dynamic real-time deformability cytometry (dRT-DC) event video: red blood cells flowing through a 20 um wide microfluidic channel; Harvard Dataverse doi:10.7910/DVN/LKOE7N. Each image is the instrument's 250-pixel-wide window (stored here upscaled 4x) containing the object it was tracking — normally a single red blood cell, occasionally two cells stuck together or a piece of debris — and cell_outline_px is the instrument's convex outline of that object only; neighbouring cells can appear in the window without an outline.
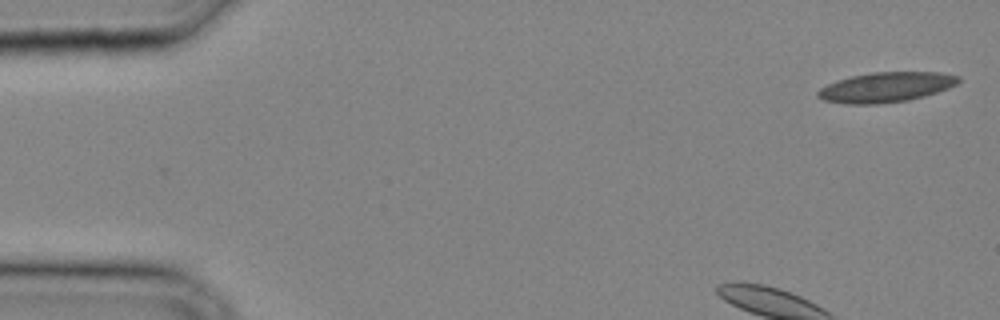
{"species": "common noctule bat (a hibernating species)", "species_latin": "Nyctalus noctula", "temperature_condition": "cold", "stored_images_in_passage": 31, "camera_frame_rate_fps": 3000, "um_per_image_px": 0.085, "animal": {"sex": "male", "body_mass_g": 20.4}, "frame": {"image": 1, "passage_image": 1, "time_ms": 0.0, "image_size_px": [1000, 320], "cell_outline_px": [[960, 80], [956, 84], [948, 88], [924, 96], [908, 100], [876, 104], [844, 104], [824, 100], [816, 96], [816, 92], [820, 88], [836, 80], [852, 76], [872, 72], [940, 72], [960, 76]], "centroid_in_image_um": [75.29, 7.41], "position_along_channel_um": 9.7, "area_um2": 24.57}}